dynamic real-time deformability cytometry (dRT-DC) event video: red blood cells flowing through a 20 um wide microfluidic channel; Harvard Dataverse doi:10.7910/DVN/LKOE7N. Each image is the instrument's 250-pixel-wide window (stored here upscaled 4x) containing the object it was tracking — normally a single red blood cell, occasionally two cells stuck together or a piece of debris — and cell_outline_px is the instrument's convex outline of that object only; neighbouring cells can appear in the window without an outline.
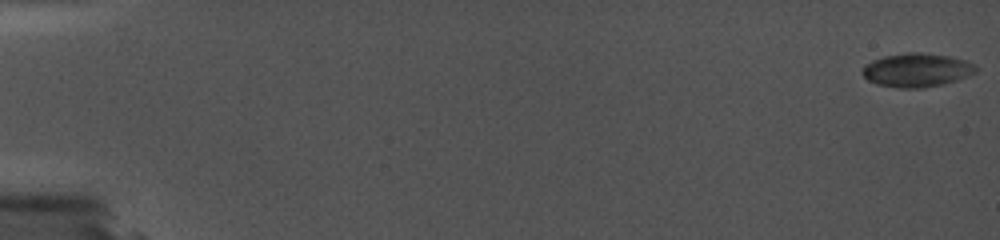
{"species": "common noctule bat (a hibernating species)", "species_latin": "Nyctalus noctula", "temperature_condition": "cold", "stored_images_in_passage": 16, "camera_frame_rate_fps": 5000, "um_per_image_px": 0.085, "animal": {"sex": "female", "body_mass_g": 19.0, "forearm_length_mm": 56.7}, "frame": {"image": 1, "passage_image": 1, "time_ms": 0.0, "image_size_px": [1000, 240], "cell_outline_px": [[980, 68], [976, 72], [956, 80], [940, 84], [920, 88], [900, 88], [876, 84], [868, 80], [860, 72], [864, 64], [872, 60], [884, 56], [908, 52], [920, 52], [952, 56], [976, 64]], "centroid_in_image_um": [77.91, 5.94], "position_along_channel_um": 7.1, "area_um2": 22.43}}
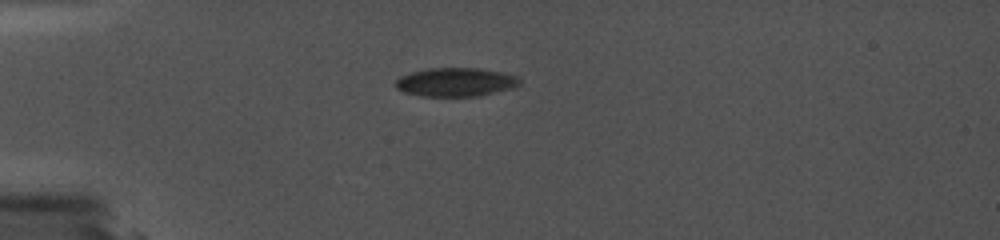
{"frame": {"image": 2, "passage_image": 11, "time_ms": 5.2, "image_size_px": [1000, 240], "cell_outline_px": [[520, 84], [516, 88], [480, 96], [420, 96], [404, 92], [396, 88], [396, 80], [400, 76], [412, 72], [428, 68], [480, 68], [504, 72], [516, 76], [520, 80]], "centroid_in_image_um": [38.78, 6.98], "position_along_channel_um": 46.2, "area_um2": 20.98}}
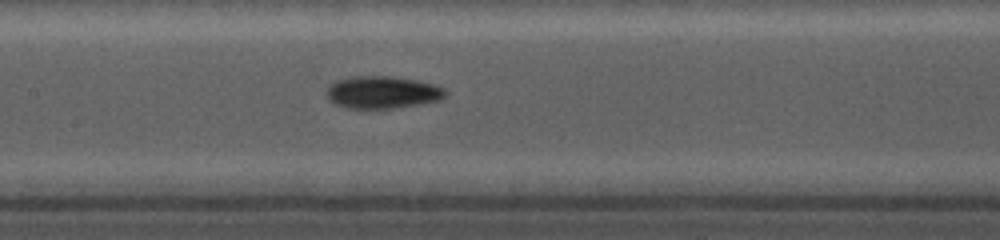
{"frame": {"image": 3, "passage_image": 16, "time_ms": 9.4, "image_size_px": [1000, 240], "cell_outline_px": [[448, 92], [440, 100], [396, 108], [348, 108], [336, 104], [328, 100], [324, 92], [336, 80], [352, 76], [392, 76], [416, 80], [436, 84], [444, 88]], "centroid_in_image_um": [32.5, 7.84], "position_along_channel_um": 174.9, "area_um2": 22.54}}